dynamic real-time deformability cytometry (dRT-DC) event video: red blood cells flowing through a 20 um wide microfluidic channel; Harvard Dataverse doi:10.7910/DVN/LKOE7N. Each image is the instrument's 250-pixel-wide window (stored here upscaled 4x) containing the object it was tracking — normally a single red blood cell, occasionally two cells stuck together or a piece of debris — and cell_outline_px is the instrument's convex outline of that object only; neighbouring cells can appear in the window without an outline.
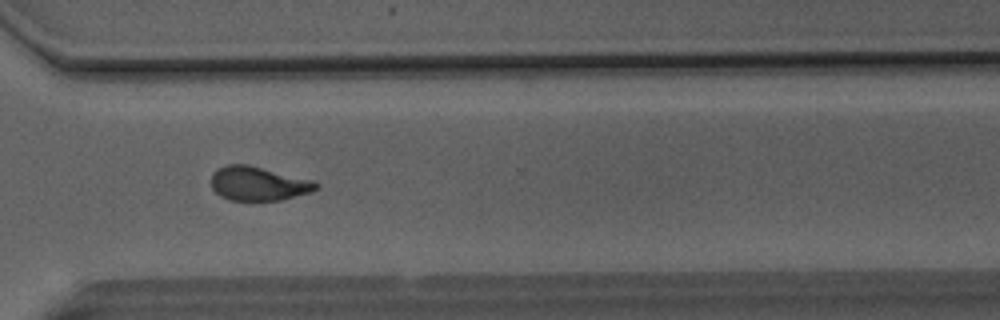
{"species": "Egyptian fruit bat (a non-hibernating species)", "species_latin": "Rousettus aegyptiacus", "temperature_condition": "room temperature", "stored_images_in_passage": 51, "camera_frame_rate_fps": 3000, "um_per_image_px": 0.085, "animal": {"sex": "male"}, "frame": {"image": 1, "passage_image": 37, "time_ms": 12.0, "image_size_px": [1000, 320], "cell_outline_px": [[320, 184], [312, 192], [280, 200], [228, 200], [220, 196], [212, 188], [212, 172], [216, 168], [228, 164], [248, 164], [312, 180]], "centroid_in_image_um": [21.93, 15.6], "position_along_channel_um": 348.7, "area_um2": 20.81}, "authors_computed_cell_mechanics": {"area_um2": 21.2704, "velocity_mm_per_s": 4.1248, "shape_relaxation_time_tau1_ms": 6.1245, "shape_relaxation_time_tau2_ms": 1.9092, "deformation_change_tau1": 0.2167, "deformation_change_tau2": 0.0955}}